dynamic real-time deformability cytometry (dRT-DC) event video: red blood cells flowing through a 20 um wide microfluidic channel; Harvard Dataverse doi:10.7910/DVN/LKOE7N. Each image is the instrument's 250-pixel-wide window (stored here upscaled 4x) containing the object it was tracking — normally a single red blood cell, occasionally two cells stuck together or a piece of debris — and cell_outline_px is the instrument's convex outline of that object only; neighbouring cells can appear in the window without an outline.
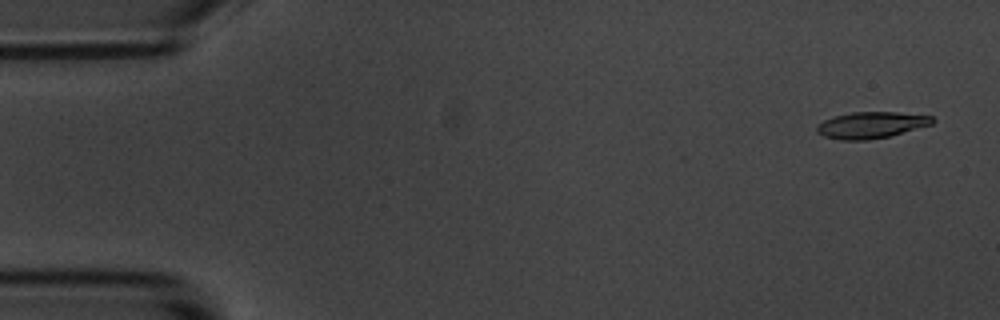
{"species": "common noctule bat (a hibernating species)", "species_latin": "Nyctalus noctula", "temperature_condition": "room temperature", "stored_images_in_passage": 5, "camera_frame_rate_fps": 3000, "um_per_image_px": 0.085, "animal": {"sex": "male", "body_mass_g": 20.1, "forearm_length_mm": 53.5}, "frame": {"image": 1, "passage_image": 1, "time_ms": 0.0, "image_size_px": [1000, 320], "cell_outline_px": [[936, 120], [932, 124], [888, 136], [868, 140], [840, 140], [824, 136], [816, 132], [816, 124], [832, 116], [852, 112], [896, 112], [932, 116]], "centroid_in_image_um": [74.0, 10.62], "position_along_channel_um": 11.0, "area_um2": 17.8}}
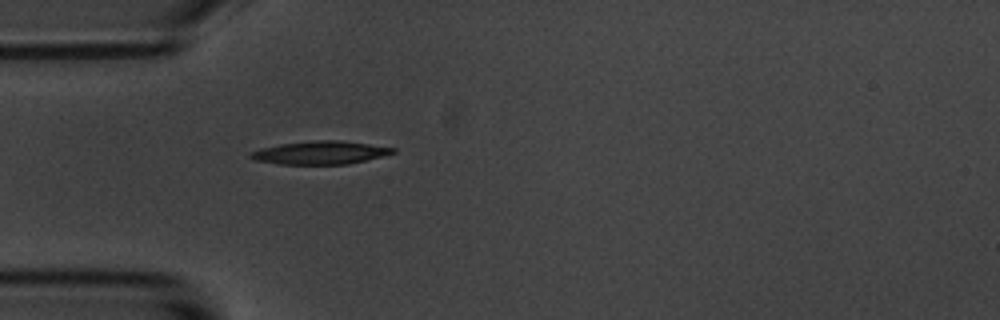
{"frame": {"image": 2, "passage_image": 5, "time_ms": 4.667, "image_size_px": [1000, 320], "cell_outline_px": [[396, 152], [384, 156], [348, 164], [280, 164], [256, 160], [248, 156], [248, 152], [260, 148], [280, 144], [316, 140], [336, 140], [368, 144], [396, 148]], "centroid_in_image_um": [27.21, 12.98], "position_along_channel_um": 57.8, "area_um2": 19.13}}